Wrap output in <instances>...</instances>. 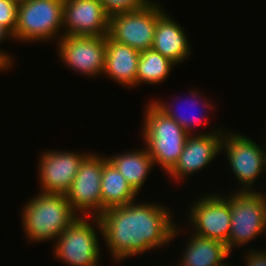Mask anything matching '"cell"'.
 Segmentation results:
<instances>
[{"label": "cell", "mask_w": 266, "mask_h": 266, "mask_svg": "<svg viewBox=\"0 0 266 266\" xmlns=\"http://www.w3.org/2000/svg\"><path fill=\"white\" fill-rule=\"evenodd\" d=\"M222 130L206 134L188 135L178 162L167 173L174 181L184 179L210 164L221 152Z\"/></svg>", "instance_id": "5bb4252c"}, {"label": "cell", "mask_w": 266, "mask_h": 266, "mask_svg": "<svg viewBox=\"0 0 266 266\" xmlns=\"http://www.w3.org/2000/svg\"><path fill=\"white\" fill-rule=\"evenodd\" d=\"M88 154L80 163L78 172L68 192L67 200L74 212H92L94 217L102 214L101 179L106 156ZM77 210V211H76ZM95 211V212H94Z\"/></svg>", "instance_id": "ba28073f"}, {"label": "cell", "mask_w": 266, "mask_h": 266, "mask_svg": "<svg viewBox=\"0 0 266 266\" xmlns=\"http://www.w3.org/2000/svg\"><path fill=\"white\" fill-rule=\"evenodd\" d=\"M169 212L167 207L156 203L132 202L106 209L93 218L111 250V257L121 262L129 256L164 246L179 233L180 227L174 224Z\"/></svg>", "instance_id": "6da1fadb"}, {"label": "cell", "mask_w": 266, "mask_h": 266, "mask_svg": "<svg viewBox=\"0 0 266 266\" xmlns=\"http://www.w3.org/2000/svg\"><path fill=\"white\" fill-rule=\"evenodd\" d=\"M230 196H226L231 210L229 252L266 231V195L255 191H237Z\"/></svg>", "instance_id": "5b68a950"}, {"label": "cell", "mask_w": 266, "mask_h": 266, "mask_svg": "<svg viewBox=\"0 0 266 266\" xmlns=\"http://www.w3.org/2000/svg\"><path fill=\"white\" fill-rule=\"evenodd\" d=\"M190 238L180 266H214L230 255L227 245L219 240L198 236L194 231Z\"/></svg>", "instance_id": "e0dca14e"}, {"label": "cell", "mask_w": 266, "mask_h": 266, "mask_svg": "<svg viewBox=\"0 0 266 266\" xmlns=\"http://www.w3.org/2000/svg\"><path fill=\"white\" fill-rule=\"evenodd\" d=\"M3 69L5 70V69H9V68L0 60V71L1 70L3 71Z\"/></svg>", "instance_id": "484cf974"}, {"label": "cell", "mask_w": 266, "mask_h": 266, "mask_svg": "<svg viewBox=\"0 0 266 266\" xmlns=\"http://www.w3.org/2000/svg\"><path fill=\"white\" fill-rule=\"evenodd\" d=\"M63 28L60 36H106L109 14L100 0H64Z\"/></svg>", "instance_id": "7c38bea8"}, {"label": "cell", "mask_w": 266, "mask_h": 266, "mask_svg": "<svg viewBox=\"0 0 266 266\" xmlns=\"http://www.w3.org/2000/svg\"><path fill=\"white\" fill-rule=\"evenodd\" d=\"M11 36L12 38V34L4 27L0 24V42H3V40H5V38H9ZM11 56L8 55V53L2 52L0 50V60L8 67L10 68L13 64V61L10 58Z\"/></svg>", "instance_id": "d4e9b609"}, {"label": "cell", "mask_w": 266, "mask_h": 266, "mask_svg": "<svg viewBox=\"0 0 266 266\" xmlns=\"http://www.w3.org/2000/svg\"><path fill=\"white\" fill-rule=\"evenodd\" d=\"M88 154L49 150L43 152L38 164L41 192L66 194L74 181L80 163Z\"/></svg>", "instance_id": "4fadbf2b"}, {"label": "cell", "mask_w": 266, "mask_h": 266, "mask_svg": "<svg viewBox=\"0 0 266 266\" xmlns=\"http://www.w3.org/2000/svg\"><path fill=\"white\" fill-rule=\"evenodd\" d=\"M222 149L225 150L232 171L242 187L240 191H252L256 178L266 170L264 149L253 140L233 132L226 135L224 133L221 152Z\"/></svg>", "instance_id": "9c48e42d"}, {"label": "cell", "mask_w": 266, "mask_h": 266, "mask_svg": "<svg viewBox=\"0 0 266 266\" xmlns=\"http://www.w3.org/2000/svg\"><path fill=\"white\" fill-rule=\"evenodd\" d=\"M19 0H0V24L12 35L17 26Z\"/></svg>", "instance_id": "44dd1931"}, {"label": "cell", "mask_w": 266, "mask_h": 266, "mask_svg": "<svg viewBox=\"0 0 266 266\" xmlns=\"http://www.w3.org/2000/svg\"><path fill=\"white\" fill-rule=\"evenodd\" d=\"M78 216L58 237L54 255L70 266H99L100 245L97 230Z\"/></svg>", "instance_id": "52a82bcc"}, {"label": "cell", "mask_w": 266, "mask_h": 266, "mask_svg": "<svg viewBox=\"0 0 266 266\" xmlns=\"http://www.w3.org/2000/svg\"><path fill=\"white\" fill-rule=\"evenodd\" d=\"M163 13L156 22L152 49L175 64L181 63L190 54V44L183 27Z\"/></svg>", "instance_id": "2e32d148"}, {"label": "cell", "mask_w": 266, "mask_h": 266, "mask_svg": "<svg viewBox=\"0 0 266 266\" xmlns=\"http://www.w3.org/2000/svg\"><path fill=\"white\" fill-rule=\"evenodd\" d=\"M136 195L124 176L107 160L101 179L102 211L135 202Z\"/></svg>", "instance_id": "d6986e66"}, {"label": "cell", "mask_w": 266, "mask_h": 266, "mask_svg": "<svg viewBox=\"0 0 266 266\" xmlns=\"http://www.w3.org/2000/svg\"><path fill=\"white\" fill-rule=\"evenodd\" d=\"M63 7L64 0H19L12 38L23 43L55 38L63 27Z\"/></svg>", "instance_id": "277c9868"}, {"label": "cell", "mask_w": 266, "mask_h": 266, "mask_svg": "<svg viewBox=\"0 0 266 266\" xmlns=\"http://www.w3.org/2000/svg\"><path fill=\"white\" fill-rule=\"evenodd\" d=\"M60 38L57 43L58 56L68 67L86 76L103 74L106 36H61Z\"/></svg>", "instance_id": "30bf717a"}, {"label": "cell", "mask_w": 266, "mask_h": 266, "mask_svg": "<svg viewBox=\"0 0 266 266\" xmlns=\"http://www.w3.org/2000/svg\"><path fill=\"white\" fill-rule=\"evenodd\" d=\"M22 210V223L29 241H48L57 237L79 216L66 194L39 193Z\"/></svg>", "instance_id": "7a4b0ae2"}, {"label": "cell", "mask_w": 266, "mask_h": 266, "mask_svg": "<svg viewBox=\"0 0 266 266\" xmlns=\"http://www.w3.org/2000/svg\"><path fill=\"white\" fill-rule=\"evenodd\" d=\"M191 206L190 223L196 235L216 239L227 245L230 237L231 210L229 199L221 195H206Z\"/></svg>", "instance_id": "8fae6325"}, {"label": "cell", "mask_w": 266, "mask_h": 266, "mask_svg": "<svg viewBox=\"0 0 266 266\" xmlns=\"http://www.w3.org/2000/svg\"><path fill=\"white\" fill-rule=\"evenodd\" d=\"M138 50L116 42L106 35V56L103 74L123 86H136Z\"/></svg>", "instance_id": "9a60e30c"}, {"label": "cell", "mask_w": 266, "mask_h": 266, "mask_svg": "<svg viewBox=\"0 0 266 266\" xmlns=\"http://www.w3.org/2000/svg\"><path fill=\"white\" fill-rule=\"evenodd\" d=\"M109 15L134 11L142 8L150 0H100Z\"/></svg>", "instance_id": "603a6c76"}, {"label": "cell", "mask_w": 266, "mask_h": 266, "mask_svg": "<svg viewBox=\"0 0 266 266\" xmlns=\"http://www.w3.org/2000/svg\"><path fill=\"white\" fill-rule=\"evenodd\" d=\"M150 102L143 119V141L155 165L167 174L178 162L189 134Z\"/></svg>", "instance_id": "3957f363"}, {"label": "cell", "mask_w": 266, "mask_h": 266, "mask_svg": "<svg viewBox=\"0 0 266 266\" xmlns=\"http://www.w3.org/2000/svg\"><path fill=\"white\" fill-rule=\"evenodd\" d=\"M107 160L124 176L137 194L144 185L150 169L154 167V161L147 148L107 156Z\"/></svg>", "instance_id": "ac0fdd59"}, {"label": "cell", "mask_w": 266, "mask_h": 266, "mask_svg": "<svg viewBox=\"0 0 266 266\" xmlns=\"http://www.w3.org/2000/svg\"><path fill=\"white\" fill-rule=\"evenodd\" d=\"M162 9L149 1L140 9L109 15L108 36L139 52L152 48L157 19L165 12Z\"/></svg>", "instance_id": "8992f818"}, {"label": "cell", "mask_w": 266, "mask_h": 266, "mask_svg": "<svg viewBox=\"0 0 266 266\" xmlns=\"http://www.w3.org/2000/svg\"><path fill=\"white\" fill-rule=\"evenodd\" d=\"M174 65V62L152 48L142 51L137 66L136 86L142 82L159 84L169 76Z\"/></svg>", "instance_id": "ffe728a7"}, {"label": "cell", "mask_w": 266, "mask_h": 266, "mask_svg": "<svg viewBox=\"0 0 266 266\" xmlns=\"http://www.w3.org/2000/svg\"><path fill=\"white\" fill-rule=\"evenodd\" d=\"M191 101L193 102L192 103L193 105L194 104L196 105V101L195 102H194V100H191ZM152 102L166 116H168L169 118H172L173 120H175L188 134H191L190 132H192L191 130L193 129V126L195 125V123L197 121H198L199 125L200 124L202 125L200 119H197L196 118L197 121L196 120L194 121V119L192 120V118H190L189 116L187 117L185 115H182L180 113H177V111L175 112V110H173L172 107H170L169 105L163 103V101L160 102L159 100L158 101L157 100H154Z\"/></svg>", "instance_id": "7402d4cb"}, {"label": "cell", "mask_w": 266, "mask_h": 266, "mask_svg": "<svg viewBox=\"0 0 266 266\" xmlns=\"http://www.w3.org/2000/svg\"><path fill=\"white\" fill-rule=\"evenodd\" d=\"M248 251L244 258L246 259V266H266V251L261 249L260 251L253 250Z\"/></svg>", "instance_id": "cb8c5ba5"}, {"label": "cell", "mask_w": 266, "mask_h": 266, "mask_svg": "<svg viewBox=\"0 0 266 266\" xmlns=\"http://www.w3.org/2000/svg\"><path fill=\"white\" fill-rule=\"evenodd\" d=\"M214 266H230V265H229V263L227 264V263H224V261H223V262H221L217 265H214Z\"/></svg>", "instance_id": "4316f807"}]
</instances>
